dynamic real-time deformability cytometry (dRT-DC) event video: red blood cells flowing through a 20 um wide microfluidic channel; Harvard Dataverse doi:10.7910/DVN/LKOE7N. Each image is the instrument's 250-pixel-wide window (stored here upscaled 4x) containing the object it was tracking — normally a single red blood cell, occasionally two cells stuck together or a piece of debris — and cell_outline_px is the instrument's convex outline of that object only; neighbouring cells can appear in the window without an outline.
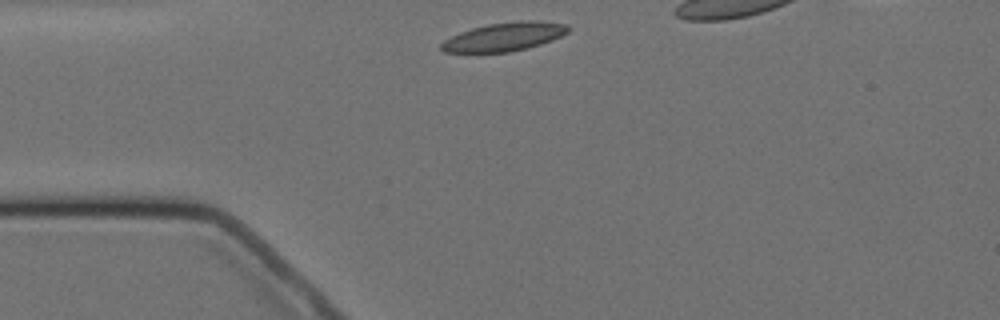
{"species": "Egyptian fruit bat (a non-hibernating species)", "species_latin": "Rousettus aegyptiacus", "temperature_condition": "cold", "stored_images_in_passage": 12, "camera_frame_rate_fps": 3000, "um_per_image_px": 0.085, "animal": {"sex": "female"}, "frame": {"image": 1, "passage_image": 1, "time_ms": 0.0, "image_size_px": [1000, 320], "cell_outline_px": [[572, 28], [568, 32], [552, 40], [528, 48], [508, 52], [444, 52], [440, 48], [440, 44], [444, 40], [460, 32], [472, 28], [488, 24], [516, 20], [536, 20], [568, 24]], "centroid_in_image_um": [42.9, 3.11], "position_along_channel_um": 42.1, "area_um2": 21.21}}
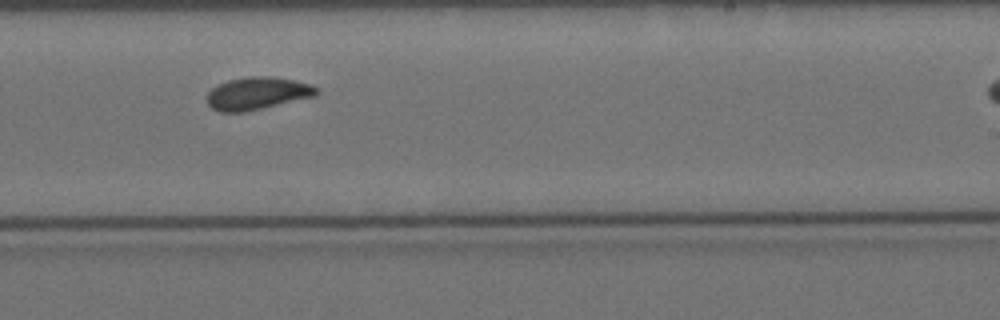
{"frame": {"image": 2, "passage_image": 7, "time_ms": 7.0, "image_size_px": [1000, 320], "cell_outline_px": [[320, 92], [316, 96], [244, 112], [220, 112], [212, 108], [208, 104], [208, 92], [212, 88], [228, 80], [252, 76], [272, 76], [312, 84], [320, 88]], "centroid_in_image_um": [21.92, 7.93], "position_along_channel_um": 267.1, "area_um2": 20.75}}
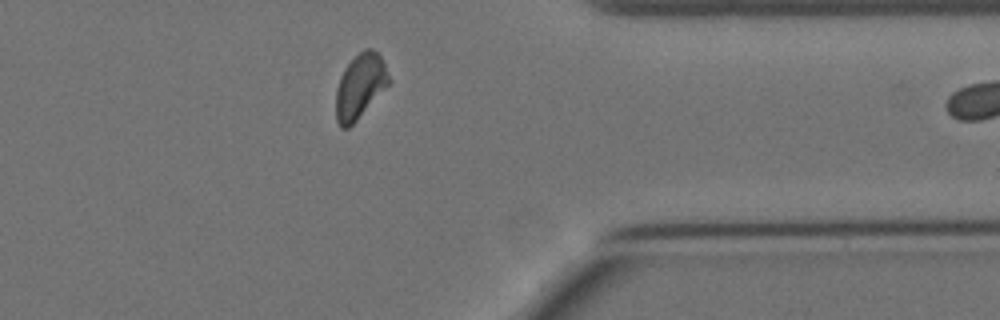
{"frame": {"image": 3, "passage_image": 10, "time_ms": 10.667, "image_size_px": [1000, 320], "cell_outline_px": [[392, 80], [356, 120], [348, 128], [340, 128], [336, 120], [336, 88], [340, 76], [344, 68], [364, 48], [372, 48], [380, 56]], "centroid_in_image_um": [30.59, 7.32], "position_along_channel_um": 380.8, "area_um2": 19.65}, "authors_computed_cell_mechanics": {"area_um2": 20.6635, "velocity_mm_per_s": 3.4688, "shape_relaxation_time_tau1_ms": 6.3584, "shape_relaxation_time_tau2_ms": 3.2277, "deformation_change_tau1": 0.1226, "deformation_change_tau2": 0.0466}}